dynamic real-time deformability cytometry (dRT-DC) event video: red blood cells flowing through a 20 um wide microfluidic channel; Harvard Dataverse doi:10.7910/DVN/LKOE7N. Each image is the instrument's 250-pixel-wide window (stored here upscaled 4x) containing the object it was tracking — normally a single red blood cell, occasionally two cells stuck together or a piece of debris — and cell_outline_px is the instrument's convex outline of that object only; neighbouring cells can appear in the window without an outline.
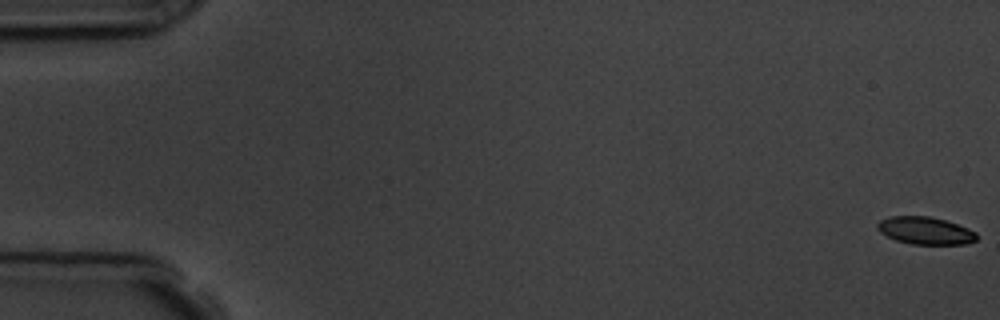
{"species": "common noctule bat (a hibernating species)", "species_latin": "Nyctalus noctula", "temperature_condition": "room temperature", "stored_images_in_passage": 8, "camera_frame_rate_fps": 3000, "um_per_image_px": 0.085, "animal": {"sex": "male", "body_mass_g": 19.5, "forearm_length_mm": 54.6}, "frame": {"image": 1, "passage_image": 1, "time_ms": 0.0, "image_size_px": [1000, 320], "cell_outline_px": [[976, 240], [968, 244], [912, 244], [896, 240], [880, 232], [876, 228], [876, 224], [880, 220], [888, 216], [928, 216], [944, 220], [968, 228], [976, 232]], "centroid_in_image_um": [78.63, 19.6], "position_along_channel_um": 6.4, "area_um2": 15.84}}
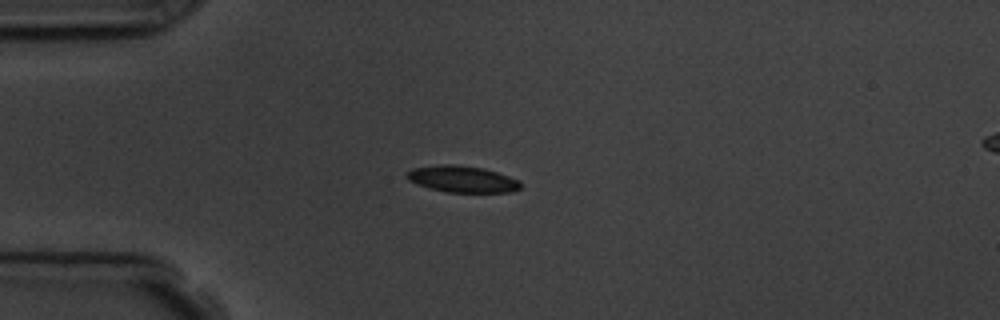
{"frame": {"image": 2, "passage_image": 5, "time_ms": 4.667, "image_size_px": [1000, 320], "cell_outline_px": [[520, 188], [508, 192], [448, 192], [428, 188], [416, 184], [408, 180], [404, 176], [412, 168], [440, 164], [456, 164], [484, 168], [520, 180]], "centroid_in_image_um": [39.24, 15.21], "position_along_channel_um": 45.8, "area_um2": 17.63}}